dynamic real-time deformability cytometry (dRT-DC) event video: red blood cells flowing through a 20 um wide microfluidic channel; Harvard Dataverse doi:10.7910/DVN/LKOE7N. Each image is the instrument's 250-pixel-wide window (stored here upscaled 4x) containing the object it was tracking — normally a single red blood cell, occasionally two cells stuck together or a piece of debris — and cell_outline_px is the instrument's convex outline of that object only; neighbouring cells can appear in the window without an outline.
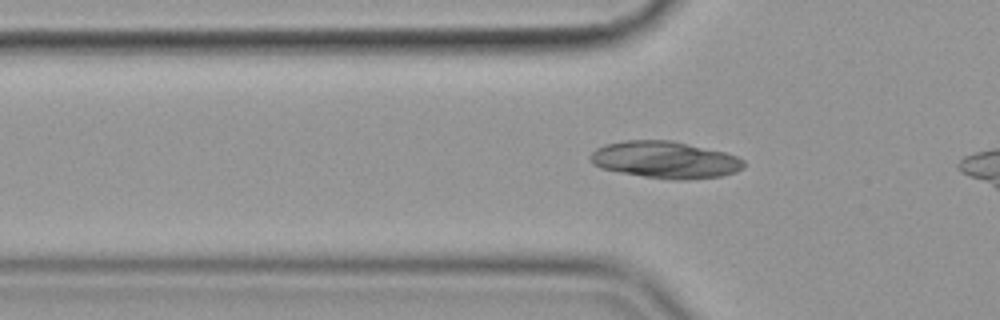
{"species": "common noctule bat (a hibernating species)", "species_latin": "Nyctalus noctula", "temperature_condition": "cold", "stored_images_in_passage": 9, "camera_frame_rate_fps": 3000, "um_per_image_px": 0.085, "animal": {"sex": "female", "body_mass_g": 19.9}, "frame": {"image": 1, "passage_image": 6, "time_ms": 1.667, "image_size_px": [1000, 320], "cell_outline_px": [[744, 168], [736, 172], [720, 176], [688, 180], [672, 180], [644, 176], [620, 172], [600, 168], [592, 164], [588, 156], [596, 148], [604, 144], [624, 140], [672, 140], [724, 152], [736, 156], [744, 160]], "centroid_in_image_um": [56.51, 13.58], "position_along_channel_um": 69.3, "area_um2": 33.23}}